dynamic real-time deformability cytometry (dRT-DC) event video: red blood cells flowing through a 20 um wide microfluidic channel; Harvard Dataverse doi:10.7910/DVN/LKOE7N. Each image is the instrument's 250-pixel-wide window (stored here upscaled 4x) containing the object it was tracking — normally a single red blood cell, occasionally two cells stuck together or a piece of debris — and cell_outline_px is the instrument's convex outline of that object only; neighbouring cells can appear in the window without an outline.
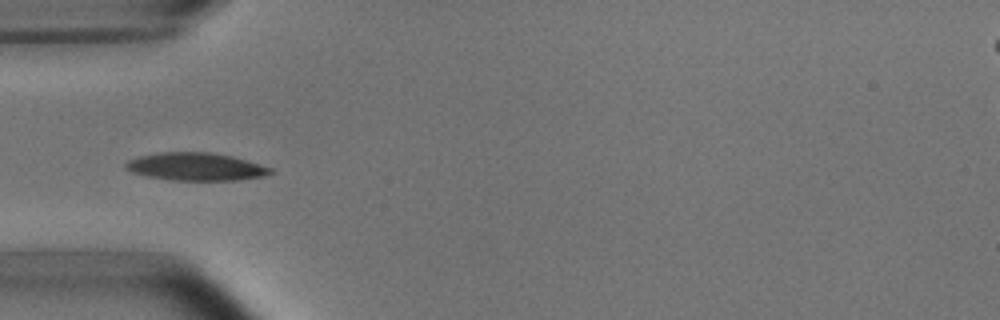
{"species": "common noctule bat (a hibernating species)", "species_latin": "Nyctalus noctula", "temperature_condition": "room temperature", "stored_images_in_passage": 6, "camera_frame_rate_fps": 3000, "um_per_image_px": 0.085, "animal": {"sex": "male", "body_mass_g": 15.6}, "frame": {"image": 1, "passage_image": 2, "time_ms": 1.333, "image_size_px": [1000, 320], "cell_outline_px": [[276, 172], [264, 176], [236, 180], [172, 180], [148, 176], [132, 172], [124, 168], [124, 164], [128, 160], [136, 156], [160, 152], [212, 152], [232, 156], [260, 164], [272, 168]], "centroid_in_image_um": [16.64, 14.16], "position_along_channel_um": 68.4, "area_um2": 23.58}}
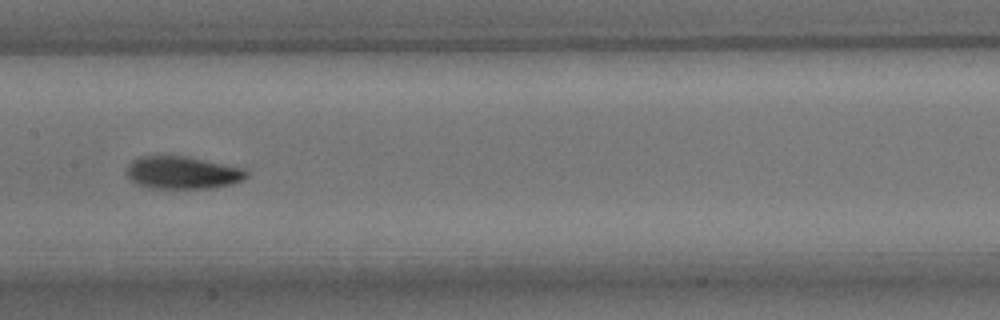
{"frame": {"image": 2, "passage_image": 5, "time_ms": 4.667, "image_size_px": [1000, 320], "cell_outline_px": [[248, 176], [244, 180], [232, 184], [212, 188], [152, 188], [140, 184], [132, 180], [128, 176], [128, 164], [132, 160], [140, 156], [188, 156], [244, 168], [248, 172]], "centroid_in_image_um": [15.57, 14.67], "position_along_channel_um": 191.8, "area_um2": 22.72}}
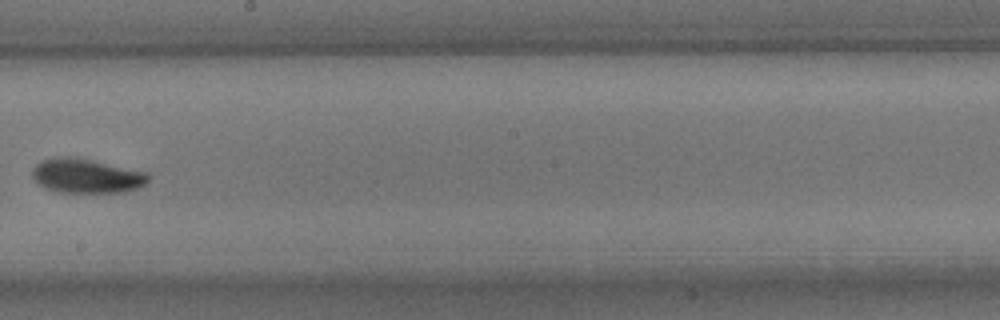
{"frame": {"image": 3, "passage_image": 6, "time_ms": 6.0, "image_size_px": [1000, 320], "cell_outline_px": [[152, 176], [144, 184], [136, 188], [124, 192], [56, 192], [44, 188], [36, 184], [32, 176], [32, 168], [36, 164], [44, 160], [56, 156], [72, 156], [148, 172]], "centroid_in_image_um": [7.31, 14.95], "position_along_channel_um": 240.9, "area_um2": 23.41}}